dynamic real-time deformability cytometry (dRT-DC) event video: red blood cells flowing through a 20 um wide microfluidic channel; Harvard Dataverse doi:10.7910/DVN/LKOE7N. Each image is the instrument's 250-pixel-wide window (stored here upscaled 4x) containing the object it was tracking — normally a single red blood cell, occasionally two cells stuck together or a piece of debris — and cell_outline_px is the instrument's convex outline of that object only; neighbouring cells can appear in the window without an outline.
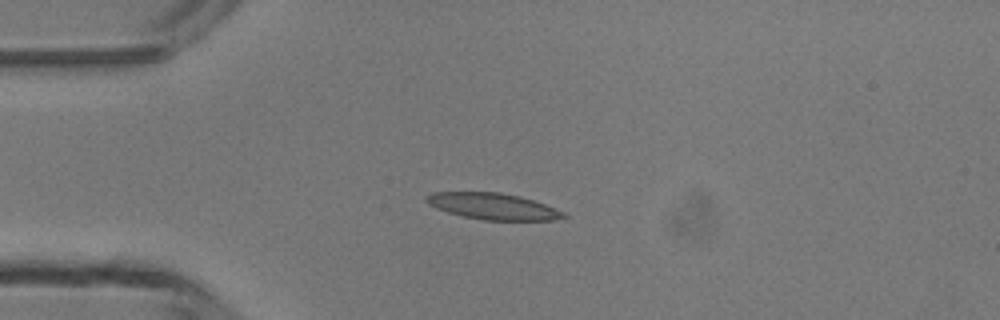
{"species": "common noctule bat (a hibernating species)", "species_latin": "Nyctalus noctula", "temperature_condition": "room temperature", "stored_images_in_passage": 3, "camera_frame_rate_fps": 3000, "um_per_image_px": 0.085, "animal": {"sex": "male", "body_mass_g": 13.3}, "frame": {"image": 1, "passage_image": 3, "time_ms": 2.333, "image_size_px": [1000, 320], "cell_outline_px": [[568, 216], [552, 220], [484, 220], [464, 216], [448, 212], [436, 208], [428, 204], [424, 200], [424, 196], [432, 192], [500, 192], [520, 196], [544, 204], [564, 212]], "centroid_in_image_um": [41.86, 17.53], "position_along_channel_um": 43.1, "area_um2": 20.98}}